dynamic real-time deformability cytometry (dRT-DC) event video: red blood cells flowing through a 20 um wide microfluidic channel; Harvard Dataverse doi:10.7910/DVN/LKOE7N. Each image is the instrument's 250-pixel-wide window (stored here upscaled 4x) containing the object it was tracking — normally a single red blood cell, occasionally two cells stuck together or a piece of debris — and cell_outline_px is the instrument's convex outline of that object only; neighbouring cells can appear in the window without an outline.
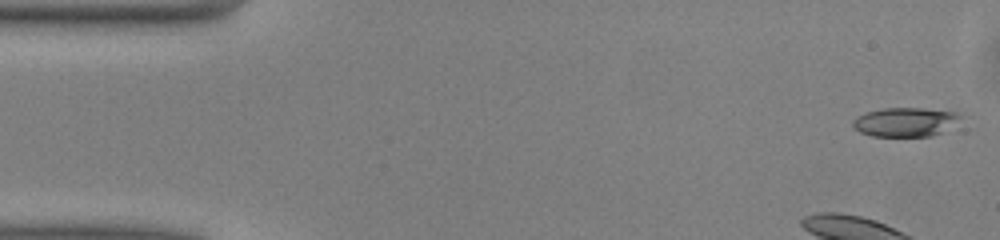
{"species": "common noctule bat (a hibernating species)", "species_latin": "Nyctalus noctula", "temperature_condition": "warm", "stored_images_in_passage": 49, "camera_frame_rate_fps": 3000, "um_per_image_px": 0.085, "animal": {"sex": "male", "body_mass_g": 13.0, "forearm_length_mm": 53.1}, "frame": {"image": 1, "passage_image": 1, "time_ms": 0.0, "image_size_px": [1000, 240], "cell_outline_px": [[960, 116], [940, 132], [932, 136], [872, 136], [860, 132], [852, 128], [852, 120], [856, 116], [868, 112], [884, 108], [920, 108], [956, 112]], "centroid_in_image_um": [76.81, 10.37], "position_along_channel_um": 8.2, "area_um2": 17.74}, "authors_computed_cell_mechanics": {"area_um2": 17.9758, "velocity_mm_per_s": 4.0594, "shape_relaxation_time_tau1_ms": 3.8297, "shape_relaxation_time_tau2_ms": 6.2113, "deformation_change_tau1": 0.102, "deformation_change_tau2": 0.1376}}